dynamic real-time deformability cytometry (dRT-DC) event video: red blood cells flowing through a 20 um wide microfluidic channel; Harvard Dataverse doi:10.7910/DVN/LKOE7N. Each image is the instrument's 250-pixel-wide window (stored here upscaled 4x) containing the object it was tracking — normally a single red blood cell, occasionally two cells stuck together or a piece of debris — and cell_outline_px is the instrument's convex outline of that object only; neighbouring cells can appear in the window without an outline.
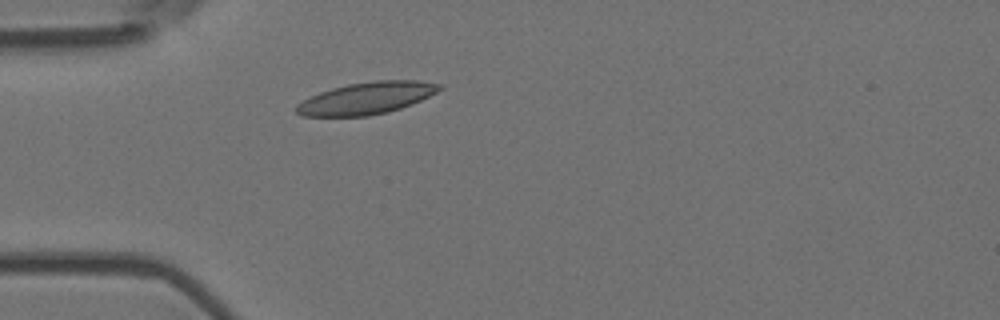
{"species": "Egyptian fruit bat (a non-hibernating species)", "species_latin": "Rousettus aegyptiacus", "temperature_condition": "room temperature", "stored_images_in_passage": 2, "camera_frame_rate_fps": 3000, "um_per_image_px": 0.085, "animal": {"sex": "female"}, "frame": {"image": 1, "passage_image": 2, "time_ms": 0.333, "image_size_px": [1000, 320], "cell_outline_px": [[444, 88], [412, 104], [388, 112], [368, 116], [300, 116], [296, 112], [296, 104], [320, 92], [332, 88], [348, 84], [376, 80], [416, 80], [444, 84]], "centroid_in_image_um": [31.18, 8.34], "position_along_channel_um": 53.8, "area_um2": 26.65}}